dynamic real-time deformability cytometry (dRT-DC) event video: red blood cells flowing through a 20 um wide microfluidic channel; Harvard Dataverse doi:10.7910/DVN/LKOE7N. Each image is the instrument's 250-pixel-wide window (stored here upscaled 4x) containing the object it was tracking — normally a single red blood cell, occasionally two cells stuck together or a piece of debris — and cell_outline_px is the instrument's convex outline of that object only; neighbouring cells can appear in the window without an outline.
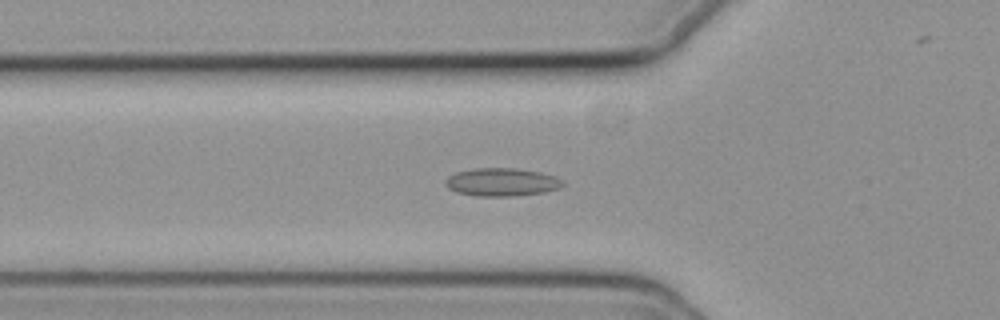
{"species": "common noctule bat (a hibernating species)", "species_latin": "Nyctalus noctula", "temperature_condition": "cold", "stored_images_in_passage": 28, "camera_frame_rate_fps": 3000, "um_per_image_px": 0.085, "animal": {"sex": "female", "body_mass_g": 19.3, "forearm_length_mm": 54.1}, "frame": {"image": 1, "passage_image": 7, "time_ms": 2.0, "image_size_px": [1000, 320], "cell_outline_px": [[564, 184], [560, 188], [544, 192], [516, 196], [476, 196], [456, 192], [448, 188], [444, 184], [444, 180], [448, 176], [456, 172], [476, 168], [516, 168], [540, 172], [556, 176], [564, 180]], "centroid_in_image_um": [42.65, 15.48], "position_along_channel_um": 83.1, "area_um2": 19.42}}
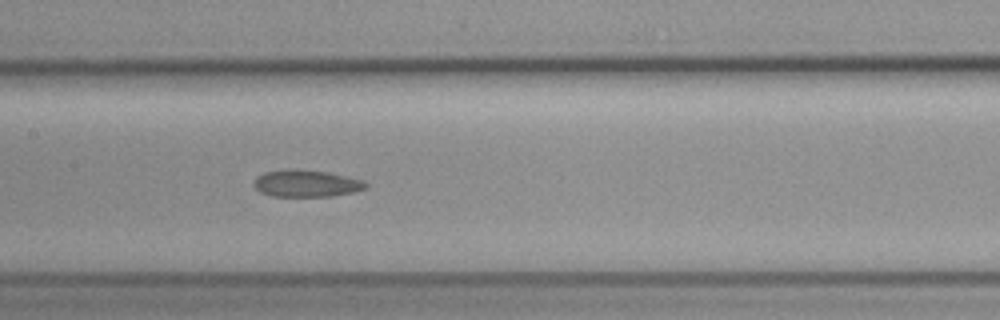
{"frame": {"image": 2, "passage_image": 15, "time_ms": 4.667, "image_size_px": [1000, 320], "cell_outline_px": [[368, 188], [352, 192], [332, 196], [272, 196], [260, 192], [252, 184], [256, 176], [264, 172], [328, 172], [364, 180], [368, 184]], "centroid_in_image_um": [26.08, 15.64], "position_along_channel_um": 181.3, "area_um2": 16.82}}
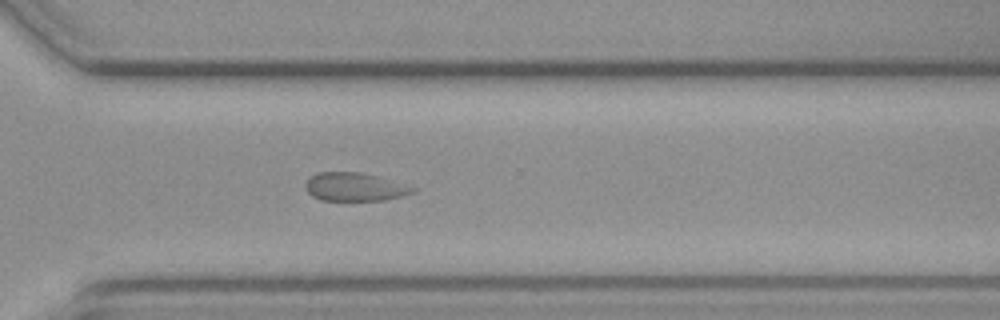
{"frame": {"image": 3, "passage_image": 28, "time_ms": 9.0, "image_size_px": [1000, 320], "cell_outline_px": [[416, 188], [412, 192], [400, 196], [384, 200], [320, 200], [312, 196], [304, 188], [304, 184], [308, 176], [316, 172], [360, 172], [376, 176]], "centroid_in_image_um": [30.03, 15.88], "position_along_channel_um": 340.6, "area_um2": 17.57}}